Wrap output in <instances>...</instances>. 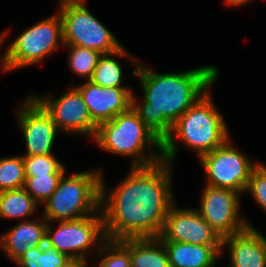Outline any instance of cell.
I'll return each mask as SVG.
<instances>
[{
	"instance_id": "obj_1",
	"label": "cell",
	"mask_w": 266,
	"mask_h": 267,
	"mask_svg": "<svg viewBox=\"0 0 266 267\" xmlns=\"http://www.w3.org/2000/svg\"><path fill=\"white\" fill-rule=\"evenodd\" d=\"M172 168L164 160L147 167H130L126 177L110 191L101 176L100 210L107 240L161 235L175 203Z\"/></svg>"
},
{
	"instance_id": "obj_2",
	"label": "cell",
	"mask_w": 266,
	"mask_h": 267,
	"mask_svg": "<svg viewBox=\"0 0 266 267\" xmlns=\"http://www.w3.org/2000/svg\"><path fill=\"white\" fill-rule=\"evenodd\" d=\"M219 73L214 64L176 73H159L140 62L132 75L139 79L142 104L133 92L132 107L163 142L173 124L211 88Z\"/></svg>"
},
{
	"instance_id": "obj_3",
	"label": "cell",
	"mask_w": 266,
	"mask_h": 267,
	"mask_svg": "<svg viewBox=\"0 0 266 267\" xmlns=\"http://www.w3.org/2000/svg\"><path fill=\"white\" fill-rule=\"evenodd\" d=\"M211 93L208 90L173 124L171 133L163 141V160L167 163L174 164L179 141L194 150L199 159L231 137Z\"/></svg>"
},
{
	"instance_id": "obj_4",
	"label": "cell",
	"mask_w": 266,
	"mask_h": 267,
	"mask_svg": "<svg viewBox=\"0 0 266 267\" xmlns=\"http://www.w3.org/2000/svg\"><path fill=\"white\" fill-rule=\"evenodd\" d=\"M93 140L102 151L132 158L131 167H147L163 160V142L133 107L99 124Z\"/></svg>"
},
{
	"instance_id": "obj_5",
	"label": "cell",
	"mask_w": 266,
	"mask_h": 267,
	"mask_svg": "<svg viewBox=\"0 0 266 267\" xmlns=\"http://www.w3.org/2000/svg\"><path fill=\"white\" fill-rule=\"evenodd\" d=\"M101 169L60 178L56 190L43 204L42 216L48 222L78 220L100 212Z\"/></svg>"
},
{
	"instance_id": "obj_6",
	"label": "cell",
	"mask_w": 266,
	"mask_h": 267,
	"mask_svg": "<svg viewBox=\"0 0 266 267\" xmlns=\"http://www.w3.org/2000/svg\"><path fill=\"white\" fill-rule=\"evenodd\" d=\"M64 46L63 23L57 11L24 30L0 56L1 72L36 65Z\"/></svg>"
},
{
	"instance_id": "obj_7",
	"label": "cell",
	"mask_w": 266,
	"mask_h": 267,
	"mask_svg": "<svg viewBox=\"0 0 266 267\" xmlns=\"http://www.w3.org/2000/svg\"><path fill=\"white\" fill-rule=\"evenodd\" d=\"M86 2L67 3L57 10L63 23L64 45L94 49L101 54L117 51L123 45L87 8Z\"/></svg>"
},
{
	"instance_id": "obj_8",
	"label": "cell",
	"mask_w": 266,
	"mask_h": 267,
	"mask_svg": "<svg viewBox=\"0 0 266 267\" xmlns=\"http://www.w3.org/2000/svg\"><path fill=\"white\" fill-rule=\"evenodd\" d=\"M48 222L46 242L69 258L88 260L90 252L98 253L107 240L102 212L78 220ZM92 248V249H91Z\"/></svg>"
},
{
	"instance_id": "obj_9",
	"label": "cell",
	"mask_w": 266,
	"mask_h": 267,
	"mask_svg": "<svg viewBox=\"0 0 266 267\" xmlns=\"http://www.w3.org/2000/svg\"><path fill=\"white\" fill-rule=\"evenodd\" d=\"M229 138L223 145L199 158L206 173V184L245 195L253 169L260 163L239 151Z\"/></svg>"
},
{
	"instance_id": "obj_10",
	"label": "cell",
	"mask_w": 266,
	"mask_h": 267,
	"mask_svg": "<svg viewBox=\"0 0 266 267\" xmlns=\"http://www.w3.org/2000/svg\"><path fill=\"white\" fill-rule=\"evenodd\" d=\"M240 196L239 192L209 185L202 190L200 206L196 210L221 239L254 227L240 214Z\"/></svg>"
},
{
	"instance_id": "obj_11",
	"label": "cell",
	"mask_w": 266,
	"mask_h": 267,
	"mask_svg": "<svg viewBox=\"0 0 266 267\" xmlns=\"http://www.w3.org/2000/svg\"><path fill=\"white\" fill-rule=\"evenodd\" d=\"M75 84L58 98L53 95L31 94L51 115L59 131L64 134L94 138L98 125L92 120L82 94Z\"/></svg>"
},
{
	"instance_id": "obj_12",
	"label": "cell",
	"mask_w": 266,
	"mask_h": 267,
	"mask_svg": "<svg viewBox=\"0 0 266 267\" xmlns=\"http://www.w3.org/2000/svg\"><path fill=\"white\" fill-rule=\"evenodd\" d=\"M19 104L16 115L18 127L25 140L24 155L52 154L55 139L60 131L51 115L32 95L25 97Z\"/></svg>"
},
{
	"instance_id": "obj_13",
	"label": "cell",
	"mask_w": 266,
	"mask_h": 267,
	"mask_svg": "<svg viewBox=\"0 0 266 267\" xmlns=\"http://www.w3.org/2000/svg\"><path fill=\"white\" fill-rule=\"evenodd\" d=\"M159 238L162 241L194 245H222V239L200 216L196 208L170 207Z\"/></svg>"
},
{
	"instance_id": "obj_14",
	"label": "cell",
	"mask_w": 266,
	"mask_h": 267,
	"mask_svg": "<svg viewBox=\"0 0 266 267\" xmlns=\"http://www.w3.org/2000/svg\"><path fill=\"white\" fill-rule=\"evenodd\" d=\"M76 87L83 96L92 120L97 125L112 120L132 107L131 87H102L90 80Z\"/></svg>"
},
{
	"instance_id": "obj_15",
	"label": "cell",
	"mask_w": 266,
	"mask_h": 267,
	"mask_svg": "<svg viewBox=\"0 0 266 267\" xmlns=\"http://www.w3.org/2000/svg\"><path fill=\"white\" fill-rule=\"evenodd\" d=\"M221 247V253L228 250L229 267H266V236L255 227L223 238Z\"/></svg>"
},
{
	"instance_id": "obj_16",
	"label": "cell",
	"mask_w": 266,
	"mask_h": 267,
	"mask_svg": "<svg viewBox=\"0 0 266 267\" xmlns=\"http://www.w3.org/2000/svg\"><path fill=\"white\" fill-rule=\"evenodd\" d=\"M48 221L41 215L40 220H24L0 236V249L15 262L30 248L42 246L46 242Z\"/></svg>"
},
{
	"instance_id": "obj_17",
	"label": "cell",
	"mask_w": 266,
	"mask_h": 267,
	"mask_svg": "<svg viewBox=\"0 0 266 267\" xmlns=\"http://www.w3.org/2000/svg\"><path fill=\"white\" fill-rule=\"evenodd\" d=\"M167 250L170 267H216L223 255L222 245H194L162 241Z\"/></svg>"
},
{
	"instance_id": "obj_18",
	"label": "cell",
	"mask_w": 266,
	"mask_h": 267,
	"mask_svg": "<svg viewBox=\"0 0 266 267\" xmlns=\"http://www.w3.org/2000/svg\"><path fill=\"white\" fill-rule=\"evenodd\" d=\"M120 57L132 62L134 70L138 69L140 61L122 46L115 52L101 55L90 81L102 87H130L122 84L125 76L123 77V66L118 61Z\"/></svg>"
},
{
	"instance_id": "obj_19",
	"label": "cell",
	"mask_w": 266,
	"mask_h": 267,
	"mask_svg": "<svg viewBox=\"0 0 266 267\" xmlns=\"http://www.w3.org/2000/svg\"><path fill=\"white\" fill-rule=\"evenodd\" d=\"M130 267H170L162 240L159 237L130 239Z\"/></svg>"
},
{
	"instance_id": "obj_20",
	"label": "cell",
	"mask_w": 266,
	"mask_h": 267,
	"mask_svg": "<svg viewBox=\"0 0 266 267\" xmlns=\"http://www.w3.org/2000/svg\"><path fill=\"white\" fill-rule=\"evenodd\" d=\"M38 206L24 188L0 192V218L29 220L30 216L32 218L35 215Z\"/></svg>"
},
{
	"instance_id": "obj_21",
	"label": "cell",
	"mask_w": 266,
	"mask_h": 267,
	"mask_svg": "<svg viewBox=\"0 0 266 267\" xmlns=\"http://www.w3.org/2000/svg\"><path fill=\"white\" fill-rule=\"evenodd\" d=\"M69 257L52 247L48 242L42 246L30 248L14 263L18 267H59Z\"/></svg>"
},
{
	"instance_id": "obj_22",
	"label": "cell",
	"mask_w": 266,
	"mask_h": 267,
	"mask_svg": "<svg viewBox=\"0 0 266 267\" xmlns=\"http://www.w3.org/2000/svg\"><path fill=\"white\" fill-rule=\"evenodd\" d=\"M69 48L68 65L75 75L89 81L92 78L93 72L101 53L94 49H89L74 45H64Z\"/></svg>"
},
{
	"instance_id": "obj_23",
	"label": "cell",
	"mask_w": 266,
	"mask_h": 267,
	"mask_svg": "<svg viewBox=\"0 0 266 267\" xmlns=\"http://www.w3.org/2000/svg\"><path fill=\"white\" fill-rule=\"evenodd\" d=\"M25 180L22 155L0 158V192L24 188Z\"/></svg>"
},
{
	"instance_id": "obj_24",
	"label": "cell",
	"mask_w": 266,
	"mask_h": 267,
	"mask_svg": "<svg viewBox=\"0 0 266 267\" xmlns=\"http://www.w3.org/2000/svg\"><path fill=\"white\" fill-rule=\"evenodd\" d=\"M97 254L98 267H130V239L106 240Z\"/></svg>"
},
{
	"instance_id": "obj_25",
	"label": "cell",
	"mask_w": 266,
	"mask_h": 267,
	"mask_svg": "<svg viewBox=\"0 0 266 267\" xmlns=\"http://www.w3.org/2000/svg\"><path fill=\"white\" fill-rule=\"evenodd\" d=\"M22 155L26 176H42L48 174H64L66 169L54 154L28 156Z\"/></svg>"
},
{
	"instance_id": "obj_26",
	"label": "cell",
	"mask_w": 266,
	"mask_h": 267,
	"mask_svg": "<svg viewBox=\"0 0 266 267\" xmlns=\"http://www.w3.org/2000/svg\"><path fill=\"white\" fill-rule=\"evenodd\" d=\"M63 174H48L42 176H26L24 189L41 206L56 190Z\"/></svg>"
},
{
	"instance_id": "obj_27",
	"label": "cell",
	"mask_w": 266,
	"mask_h": 267,
	"mask_svg": "<svg viewBox=\"0 0 266 267\" xmlns=\"http://www.w3.org/2000/svg\"><path fill=\"white\" fill-rule=\"evenodd\" d=\"M258 207L266 212V164L259 163L252 171L246 191Z\"/></svg>"
},
{
	"instance_id": "obj_28",
	"label": "cell",
	"mask_w": 266,
	"mask_h": 267,
	"mask_svg": "<svg viewBox=\"0 0 266 267\" xmlns=\"http://www.w3.org/2000/svg\"><path fill=\"white\" fill-rule=\"evenodd\" d=\"M85 259L68 258L62 266L59 267H87L90 262Z\"/></svg>"
},
{
	"instance_id": "obj_29",
	"label": "cell",
	"mask_w": 266,
	"mask_h": 267,
	"mask_svg": "<svg viewBox=\"0 0 266 267\" xmlns=\"http://www.w3.org/2000/svg\"><path fill=\"white\" fill-rule=\"evenodd\" d=\"M252 0H224V2H226L227 5H229L230 7H239L242 5H246L247 3H250Z\"/></svg>"
},
{
	"instance_id": "obj_30",
	"label": "cell",
	"mask_w": 266,
	"mask_h": 267,
	"mask_svg": "<svg viewBox=\"0 0 266 267\" xmlns=\"http://www.w3.org/2000/svg\"><path fill=\"white\" fill-rule=\"evenodd\" d=\"M59 1V4L58 6L60 5H63V4H67V3H80V2H86L87 0H58Z\"/></svg>"
},
{
	"instance_id": "obj_31",
	"label": "cell",
	"mask_w": 266,
	"mask_h": 267,
	"mask_svg": "<svg viewBox=\"0 0 266 267\" xmlns=\"http://www.w3.org/2000/svg\"><path fill=\"white\" fill-rule=\"evenodd\" d=\"M9 31L10 30H7V31H4L3 33L0 34V48L4 45L3 43L5 42L6 36H8V33H10Z\"/></svg>"
}]
</instances>
